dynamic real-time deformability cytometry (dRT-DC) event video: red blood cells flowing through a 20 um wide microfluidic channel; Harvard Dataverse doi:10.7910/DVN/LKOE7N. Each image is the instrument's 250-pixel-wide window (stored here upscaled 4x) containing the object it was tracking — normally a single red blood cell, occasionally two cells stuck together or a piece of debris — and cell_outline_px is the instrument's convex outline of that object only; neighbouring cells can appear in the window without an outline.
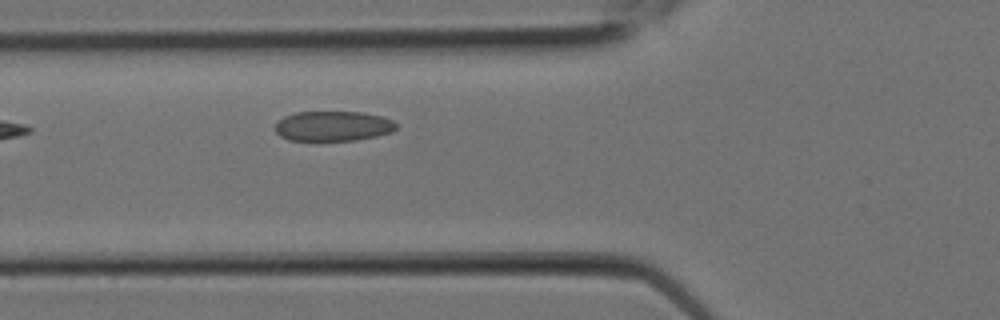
{"species": "Egyptian fruit bat (a non-hibernating species)", "species_latin": "Rousettus aegyptiacus", "temperature_condition": "room temperature", "stored_images_in_passage": 5, "camera_frame_rate_fps": 3000, "um_per_image_px": 0.085, "animal": {"sex": "female"}, "frame": {"image": 1, "passage_image": 5, "time_ms": 1.333, "image_size_px": [1000, 320], "cell_outline_px": [[396, 128], [392, 132], [376, 136], [356, 140], [288, 140], [280, 136], [276, 132], [276, 124], [284, 116], [296, 112], [364, 112], [380, 116], [392, 120], [396, 124]], "centroid_in_image_um": [28.31, 10.71], "position_along_channel_um": 97.5, "area_um2": 21.04}}